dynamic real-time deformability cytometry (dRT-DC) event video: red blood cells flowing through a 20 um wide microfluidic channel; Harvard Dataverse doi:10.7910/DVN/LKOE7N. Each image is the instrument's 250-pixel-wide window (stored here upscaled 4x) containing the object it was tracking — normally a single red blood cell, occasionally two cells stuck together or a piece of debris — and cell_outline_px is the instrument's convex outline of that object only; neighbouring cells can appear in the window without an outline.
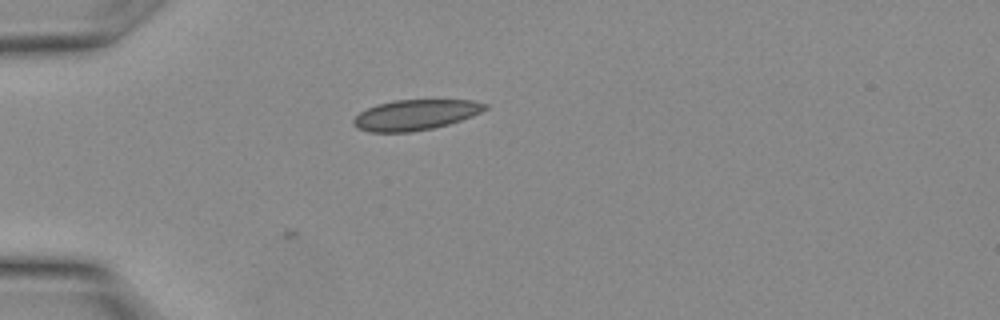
{"species": "Egyptian fruit bat (a non-hibernating species)", "species_latin": "Rousettus aegyptiacus", "temperature_condition": "warm", "stored_images_in_passage": 23, "camera_frame_rate_fps": 3000, "um_per_image_px": 0.085, "animal": {"sex": "female"}, "frame": {"image": 1, "passage_image": 1, "time_ms": 0.0, "image_size_px": [1000, 320], "cell_outline_px": [[488, 108], [472, 116], [448, 124], [432, 128], [408, 132], [368, 132], [356, 128], [352, 124], [352, 120], [360, 112], [376, 104], [392, 100], [472, 100], [488, 104]], "centroid_in_image_um": [35.28, 9.76], "position_along_channel_um": 49.7, "area_um2": 23.35}}
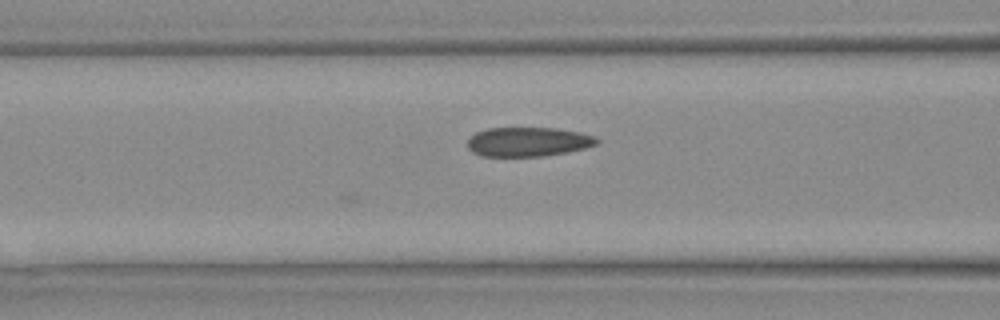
{"frame": {"image": 2, "passage_image": 5, "time_ms": 1.333, "image_size_px": [1000, 320], "cell_outline_px": [[600, 144], [584, 148], [544, 156], [480, 156], [472, 152], [468, 148], [468, 140], [476, 132], [488, 128], [556, 128], [580, 132], [592, 136], [600, 140]], "centroid_in_image_um": [44.89, 12.05], "position_along_channel_um": 121.7, "area_um2": 22.02}}